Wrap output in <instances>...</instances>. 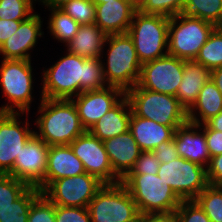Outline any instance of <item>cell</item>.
Here are the masks:
<instances>
[{
	"label": "cell",
	"mask_w": 222,
	"mask_h": 222,
	"mask_svg": "<svg viewBox=\"0 0 222 222\" xmlns=\"http://www.w3.org/2000/svg\"><path fill=\"white\" fill-rule=\"evenodd\" d=\"M51 66L41 69L42 98L72 99L84 91L107 87L101 58L85 59L67 50Z\"/></svg>",
	"instance_id": "cell-1"
},
{
	"label": "cell",
	"mask_w": 222,
	"mask_h": 222,
	"mask_svg": "<svg viewBox=\"0 0 222 222\" xmlns=\"http://www.w3.org/2000/svg\"><path fill=\"white\" fill-rule=\"evenodd\" d=\"M38 101V114L33 120L34 134L47 145H69L86 132L71 99H48L40 96Z\"/></svg>",
	"instance_id": "cell-2"
},
{
	"label": "cell",
	"mask_w": 222,
	"mask_h": 222,
	"mask_svg": "<svg viewBox=\"0 0 222 222\" xmlns=\"http://www.w3.org/2000/svg\"><path fill=\"white\" fill-rule=\"evenodd\" d=\"M100 58L108 86L126 92L137 85L142 64L128 33L107 35Z\"/></svg>",
	"instance_id": "cell-3"
},
{
	"label": "cell",
	"mask_w": 222,
	"mask_h": 222,
	"mask_svg": "<svg viewBox=\"0 0 222 222\" xmlns=\"http://www.w3.org/2000/svg\"><path fill=\"white\" fill-rule=\"evenodd\" d=\"M0 62L1 93L2 97L6 98L0 112L30 114L36 95L33 93L37 79L34 76L32 60L1 59Z\"/></svg>",
	"instance_id": "cell-4"
},
{
	"label": "cell",
	"mask_w": 222,
	"mask_h": 222,
	"mask_svg": "<svg viewBox=\"0 0 222 222\" xmlns=\"http://www.w3.org/2000/svg\"><path fill=\"white\" fill-rule=\"evenodd\" d=\"M121 182L135 201L140 214L174 213L182 202L158 175L128 174Z\"/></svg>",
	"instance_id": "cell-5"
},
{
	"label": "cell",
	"mask_w": 222,
	"mask_h": 222,
	"mask_svg": "<svg viewBox=\"0 0 222 222\" xmlns=\"http://www.w3.org/2000/svg\"><path fill=\"white\" fill-rule=\"evenodd\" d=\"M132 112L169 127H180L188 122L187 110L176 96L158 93L135 85L125 92Z\"/></svg>",
	"instance_id": "cell-6"
},
{
	"label": "cell",
	"mask_w": 222,
	"mask_h": 222,
	"mask_svg": "<svg viewBox=\"0 0 222 222\" xmlns=\"http://www.w3.org/2000/svg\"><path fill=\"white\" fill-rule=\"evenodd\" d=\"M169 22L170 18L164 15L135 12L127 33L141 64L168 55Z\"/></svg>",
	"instance_id": "cell-7"
},
{
	"label": "cell",
	"mask_w": 222,
	"mask_h": 222,
	"mask_svg": "<svg viewBox=\"0 0 222 222\" xmlns=\"http://www.w3.org/2000/svg\"><path fill=\"white\" fill-rule=\"evenodd\" d=\"M215 28L213 23L183 13L170 17L168 55L183 60H195Z\"/></svg>",
	"instance_id": "cell-8"
},
{
	"label": "cell",
	"mask_w": 222,
	"mask_h": 222,
	"mask_svg": "<svg viewBox=\"0 0 222 222\" xmlns=\"http://www.w3.org/2000/svg\"><path fill=\"white\" fill-rule=\"evenodd\" d=\"M91 222H137L139 210L122 182L104 184L90 201Z\"/></svg>",
	"instance_id": "cell-9"
},
{
	"label": "cell",
	"mask_w": 222,
	"mask_h": 222,
	"mask_svg": "<svg viewBox=\"0 0 222 222\" xmlns=\"http://www.w3.org/2000/svg\"><path fill=\"white\" fill-rule=\"evenodd\" d=\"M157 175L181 200H194L209 185L206 168L182 157L160 163Z\"/></svg>",
	"instance_id": "cell-10"
},
{
	"label": "cell",
	"mask_w": 222,
	"mask_h": 222,
	"mask_svg": "<svg viewBox=\"0 0 222 222\" xmlns=\"http://www.w3.org/2000/svg\"><path fill=\"white\" fill-rule=\"evenodd\" d=\"M31 122L29 113L0 112V174L12 172L16 157L34 135Z\"/></svg>",
	"instance_id": "cell-11"
},
{
	"label": "cell",
	"mask_w": 222,
	"mask_h": 222,
	"mask_svg": "<svg viewBox=\"0 0 222 222\" xmlns=\"http://www.w3.org/2000/svg\"><path fill=\"white\" fill-rule=\"evenodd\" d=\"M103 185L104 183L96 176L83 173L53 181L42 194L54 205L88 207Z\"/></svg>",
	"instance_id": "cell-12"
},
{
	"label": "cell",
	"mask_w": 222,
	"mask_h": 222,
	"mask_svg": "<svg viewBox=\"0 0 222 222\" xmlns=\"http://www.w3.org/2000/svg\"><path fill=\"white\" fill-rule=\"evenodd\" d=\"M184 60L166 55L142 64L137 86L176 96L183 78Z\"/></svg>",
	"instance_id": "cell-13"
},
{
	"label": "cell",
	"mask_w": 222,
	"mask_h": 222,
	"mask_svg": "<svg viewBox=\"0 0 222 222\" xmlns=\"http://www.w3.org/2000/svg\"><path fill=\"white\" fill-rule=\"evenodd\" d=\"M48 151L49 145L34 134L16 157L10 175L43 192Z\"/></svg>",
	"instance_id": "cell-14"
},
{
	"label": "cell",
	"mask_w": 222,
	"mask_h": 222,
	"mask_svg": "<svg viewBox=\"0 0 222 222\" xmlns=\"http://www.w3.org/2000/svg\"><path fill=\"white\" fill-rule=\"evenodd\" d=\"M69 145L82 161L86 173L96 176L104 184L122 181L111 167L103 141L89 131L75 138Z\"/></svg>",
	"instance_id": "cell-15"
},
{
	"label": "cell",
	"mask_w": 222,
	"mask_h": 222,
	"mask_svg": "<svg viewBox=\"0 0 222 222\" xmlns=\"http://www.w3.org/2000/svg\"><path fill=\"white\" fill-rule=\"evenodd\" d=\"M125 92L115 86H107L101 89L84 91L71 100L76 106L81 124L88 131L123 97Z\"/></svg>",
	"instance_id": "cell-16"
},
{
	"label": "cell",
	"mask_w": 222,
	"mask_h": 222,
	"mask_svg": "<svg viewBox=\"0 0 222 222\" xmlns=\"http://www.w3.org/2000/svg\"><path fill=\"white\" fill-rule=\"evenodd\" d=\"M43 19L35 12L20 23L18 30L0 46L1 59L31 60V52L44 38Z\"/></svg>",
	"instance_id": "cell-17"
},
{
	"label": "cell",
	"mask_w": 222,
	"mask_h": 222,
	"mask_svg": "<svg viewBox=\"0 0 222 222\" xmlns=\"http://www.w3.org/2000/svg\"><path fill=\"white\" fill-rule=\"evenodd\" d=\"M173 140L179 157L197 163L205 168L210 162L205 132L199 125L187 122L178 127L173 135Z\"/></svg>",
	"instance_id": "cell-18"
},
{
	"label": "cell",
	"mask_w": 222,
	"mask_h": 222,
	"mask_svg": "<svg viewBox=\"0 0 222 222\" xmlns=\"http://www.w3.org/2000/svg\"><path fill=\"white\" fill-rule=\"evenodd\" d=\"M111 167L114 173L122 180L135 165L141 154L132 133L128 130L124 134L103 141Z\"/></svg>",
	"instance_id": "cell-19"
},
{
	"label": "cell",
	"mask_w": 222,
	"mask_h": 222,
	"mask_svg": "<svg viewBox=\"0 0 222 222\" xmlns=\"http://www.w3.org/2000/svg\"><path fill=\"white\" fill-rule=\"evenodd\" d=\"M136 11L126 0L95 4V24L106 35L124 34L128 32Z\"/></svg>",
	"instance_id": "cell-20"
},
{
	"label": "cell",
	"mask_w": 222,
	"mask_h": 222,
	"mask_svg": "<svg viewBox=\"0 0 222 222\" xmlns=\"http://www.w3.org/2000/svg\"><path fill=\"white\" fill-rule=\"evenodd\" d=\"M41 194L37 187H30L10 174H0V215L7 210H29Z\"/></svg>",
	"instance_id": "cell-21"
},
{
	"label": "cell",
	"mask_w": 222,
	"mask_h": 222,
	"mask_svg": "<svg viewBox=\"0 0 222 222\" xmlns=\"http://www.w3.org/2000/svg\"><path fill=\"white\" fill-rule=\"evenodd\" d=\"M85 172L82 161L74 154L70 145L49 146L44 190L55 180L73 177Z\"/></svg>",
	"instance_id": "cell-22"
},
{
	"label": "cell",
	"mask_w": 222,
	"mask_h": 222,
	"mask_svg": "<svg viewBox=\"0 0 222 222\" xmlns=\"http://www.w3.org/2000/svg\"><path fill=\"white\" fill-rule=\"evenodd\" d=\"M177 128L162 125L147 118H141L133 112L129 121V131L141 151H153L161 143L172 140Z\"/></svg>",
	"instance_id": "cell-23"
},
{
	"label": "cell",
	"mask_w": 222,
	"mask_h": 222,
	"mask_svg": "<svg viewBox=\"0 0 222 222\" xmlns=\"http://www.w3.org/2000/svg\"><path fill=\"white\" fill-rule=\"evenodd\" d=\"M132 114L128 98L124 96L88 131L101 141L124 134L129 130V121Z\"/></svg>",
	"instance_id": "cell-24"
},
{
	"label": "cell",
	"mask_w": 222,
	"mask_h": 222,
	"mask_svg": "<svg viewBox=\"0 0 222 222\" xmlns=\"http://www.w3.org/2000/svg\"><path fill=\"white\" fill-rule=\"evenodd\" d=\"M211 71L195 60H184V72L176 97L188 111L196 102L200 90L210 79Z\"/></svg>",
	"instance_id": "cell-25"
},
{
	"label": "cell",
	"mask_w": 222,
	"mask_h": 222,
	"mask_svg": "<svg viewBox=\"0 0 222 222\" xmlns=\"http://www.w3.org/2000/svg\"><path fill=\"white\" fill-rule=\"evenodd\" d=\"M106 37L95 23L81 25L78 33L64 47L68 52L85 59L100 58Z\"/></svg>",
	"instance_id": "cell-26"
},
{
	"label": "cell",
	"mask_w": 222,
	"mask_h": 222,
	"mask_svg": "<svg viewBox=\"0 0 222 222\" xmlns=\"http://www.w3.org/2000/svg\"><path fill=\"white\" fill-rule=\"evenodd\" d=\"M220 112L222 94L210 78L200 90L196 102L187 111V119L189 123L200 125Z\"/></svg>",
	"instance_id": "cell-27"
},
{
	"label": "cell",
	"mask_w": 222,
	"mask_h": 222,
	"mask_svg": "<svg viewBox=\"0 0 222 222\" xmlns=\"http://www.w3.org/2000/svg\"><path fill=\"white\" fill-rule=\"evenodd\" d=\"M50 11L47 21L48 33L50 37L65 46L78 33L81 26L68 14H65L59 8L47 9Z\"/></svg>",
	"instance_id": "cell-28"
},
{
	"label": "cell",
	"mask_w": 222,
	"mask_h": 222,
	"mask_svg": "<svg viewBox=\"0 0 222 222\" xmlns=\"http://www.w3.org/2000/svg\"><path fill=\"white\" fill-rule=\"evenodd\" d=\"M182 13L222 27V0H185Z\"/></svg>",
	"instance_id": "cell-29"
},
{
	"label": "cell",
	"mask_w": 222,
	"mask_h": 222,
	"mask_svg": "<svg viewBox=\"0 0 222 222\" xmlns=\"http://www.w3.org/2000/svg\"><path fill=\"white\" fill-rule=\"evenodd\" d=\"M195 61L210 71L222 66V28L216 27L200 48Z\"/></svg>",
	"instance_id": "cell-30"
},
{
	"label": "cell",
	"mask_w": 222,
	"mask_h": 222,
	"mask_svg": "<svg viewBox=\"0 0 222 222\" xmlns=\"http://www.w3.org/2000/svg\"><path fill=\"white\" fill-rule=\"evenodd\" d=\"M194 200L211 222H222V186L209 184Z\"/></svg>",
	"instance_id": "cell-31"
},
{
	"label": "cell",
	"mask_w": 222,
	"mask_h": 222,
	"mask_svg": "<svg viewBox=\"0 0 222 222\" xmlns=\"http://www.w3.org/2000/svg\"><path fill=\"white\" fill-rule=\"evenodd\" d=\"M37 0H0V19L25 21L35 13Z\"/></svg>",
	"instance_id": "cell-32"
},
{
	"label": "cell",
	"mask_w": 222,
	"mask_h": 222,
	"mask_svg": "<svg viewBox=\"0 0 222 222\" xmlns=\"http://www.w3.org/2000/svg\"><path fill=\"white\" fill-rule=\"evenodd\" d=\"M59 9L80 25L95 23V4L92 0H72Z\"/></svg>",
	"instance_id": "cell-33"
},
{
	"label": "cell",
	"mask_w": 222,
	"mask_h": 222,
	"mask_svg": "<svg viewBox=\"0 0 222 222\" xmlns=\"http://www.w3.org/2000/svg\"><path fill=\"white\" fill-rule=\"evenodd\" d=\"M184 3L185 0H146L139 11L145 14H158L170 18L182 13Z\"/></svg>",
	"instance_id": "cell-34"
},
{
	"label": "cell",
	"mask_w": 222,
	"mask_h": 222,
	"mask_svg": "<svg viewBox=\"0 0 222 222\" xmlns=\"http://www.w3.org/2000/svg\"><path fill=\"white\" fill-rule=\"evenodd\" d=\"M27 222H56L55 205L41 194L32 203Z\"/></svg>",
	"instance_id": "cell-35"
},
{
	"label": "cell",
	"mask_w": 222,
	"mask_h": 222,
	"mask_svg": "<svg viewBox=\"0 0 222 222\" xmlns=\"http://www.w3.org/2000/svg\"><path fill=\"white\" fill-rule=\"evenodd\" d=\"M174 214L177 222H211L195 200H182Z\"/></svg>",
	"instance_id": "cell-36"
},
{
	"label": "cell",
	"mask_w": 222,
	"mask_h": 222,
	"mask_svg": "<svg viewBox=\"0 0 222 222\" xmlns=\"http://www.w3.org/2000/svg\"><path fill=\"white\" fill-rule=\"evenodd\" d=\"M56 222H91L88 207H67L55 205Z\"/></svg>",
	"instance_id": "cell-37"
},
{
	"label": "cell",
	"mask_w": 222,
	"mask_h": 222,
	"mask_svg": "<svg viewBox=\"0 0 222 222\" xmlns=\"http://www.w3.org/2000/svg\"><path fill=\"white\" fill-rule=\"evenodd\" d=\"M160 161L155 157L153 151H141L134 167L129 174H154L157 175Z\"/></svg>",
	"instance_id": "cell-38"
},
{
	"label": "cell",
	"mask_w": 222,
	"mask_h": 222,
	"mask_svg": "<svg viewBox=\"0 0 222 222\" xmlns=\"http://www.w3.org/2000/svg\"><path fill=\"white\" fill-rule=\"evenodd\" d=\"M199 126L205 132L210 157L222 154V132L210 129L205 123Z\"/></svg>",
	"instance_id": "cell-39"
},
{
	"label": "cell",
	"mask_w": 222,
	"mask_h": 222,
	"mask_svg": "<svg viewBox=\"0 0 222 222\" xmlns=\"http://www.w3.org/2000/svg\"><path fill=\"white\" fill-rule=\"evenodd\" d=\"M207 179L210 185L222 186V154L210 158Z\"/></svg>",
	"instance_id": "cell-40"
},
{
	"label": "cell",
	"mask_w": 222,
	"mask_h": 222,
	"mask_svg": "<svg viewBox=\"0 0 222 222\" xmlns=\"http://www.w3.org/2000/svg\"><path fill=\"white\" fill-rule=\"evenodd\" d=\"M155 157L160 163H168L179 157L174 140L161 143L153 150Z\"/></svg>",
	"instance_id": "cell-41"
},
{
	"label": "cell",
	"mask_w": 222,
	"mask_h": 222,
	"mask_svg": "<svg viewBox=\"0 0 222 222\" xmlns=\"http://www.w3.org/2000/svg\"><path fill=\"white\" fill-rule=\"evenodd\" d=\"M21 22L0 19V46L18 30Z\"/></svg>",
	"instance_id": "cell-42"
},
{
	"label": "cell",
	"mask_w": 222,
	"mask_h": 222,
	"mask_svg": "<svg viewBox=\"0 0 222 222\" xmlns=\"http://www.w3.org/2000/svg\"><path fill=\"white\" fill-rule=\"evenodd\" d=\"M29 210H7L0 215V222H27Z\"/></svg>",
	"instance_id": "cell-43"
},
{
	"label": "cell",
	"mask_w": 222,
	"mask_h": 222,
	"mask_svg": "<svg viewBox=\"0 0 222 222\" xmlns=\"http://www.w3.org/2000/svg\"><path fill=\"white\" fill-rule=\"evenodd\" d=\"M137 222H177L175 214H140Z\"/></svg>",
	"instance_id": "cell-44"
},
{
	"label": "cell",
	"mask_w": 222,
	"mask_h": 222,
	"mask_svg": "<svg viewBox=\"0 0 222 222\" xmlns=\"http://www.w3.org/2000/svg\"><path fill=\"white\" fill-rule=\"evenodd\" d=\"M72 0H37L38 5H43L44 9L61 8L64 4Z\"/></svg>",
	"instance_id": "cell-45"
},
{
	"label": "cell",
	"mask_w": 222,
	"mask_h": 222,
	"mask_svg": "<svg viewBox=\"0 0 222 222\" xmlns=\"http://www.w3.org/2000/svg\"><path fill=\"white\" fill-rule=\"evenodd\" d=\"M205 124L213 130L222 132V112L211 117L209 120L205 122Z\"/></svg>",
	"instance_id": "cell-46"
},
{
	"label": "cell",
	"mask_w": 222,
	"mask_h": 222,
	"mask_svg": "<svg viewBox=\"0 0 222 222\" xmlns=\"http://www.w3.org/2000/svg\"><path fill=\"white\" fill-rule=\"evenodd\" d=\"M210 78L222 94V66L211 70Z\"/></svg>",
	"instance_id": "cell-47"
},
{
	"label": "cell",
	"mask_w": 222,
	"mask_h": 222,
	"mask_svg": "<svg viewBox=\"0 0 222 222\" xmlns=\"http://www.w3.org/2000/svg\"><path fill=\"white\" fill-rule=\"evenodd\" d=\"M129 4H131L136 10H139L146 0H126Z\"/></svg>",
	"instance_id": "cell-48"
},
{
	"label": "cell",
	"mask_w": 222,
	"mask_h": 222,
	"mask_svg": "<svg viewBox=\"0 0 222 222\" xmlns=\"http://www.w3.org/2000/svg\"><path fill=\"white\" fill-rule=\"evenodd\" d=\"M110 1H114V0H92V2L94 4H102V3H108Z\"/></svg>",
	"instance_id": "cell-49"
}]
</instances>
